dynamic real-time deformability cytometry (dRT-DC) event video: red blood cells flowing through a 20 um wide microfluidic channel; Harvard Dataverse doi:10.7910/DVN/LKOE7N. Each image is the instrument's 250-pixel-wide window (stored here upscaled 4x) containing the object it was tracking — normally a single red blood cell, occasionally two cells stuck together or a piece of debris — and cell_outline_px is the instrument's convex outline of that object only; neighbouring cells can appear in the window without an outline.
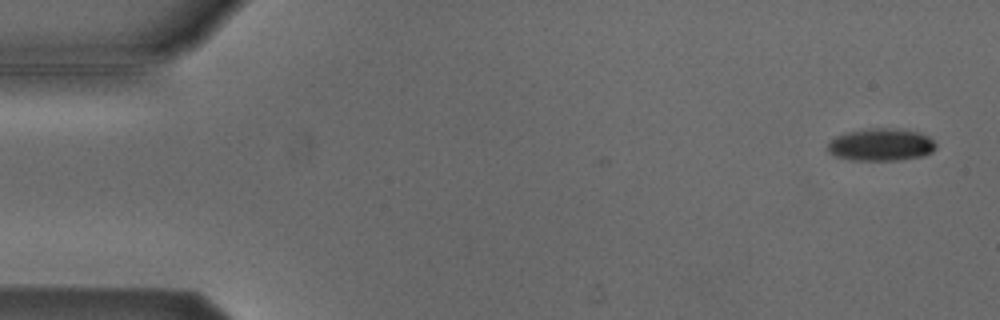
{"species": "Egyptian fruit bat (a non-hibernating species)", "species_latin": "Rousettus aegyptiacus", "temperature_condition": "cold", "stored_images_in_passage": 6, "camera_frame_rate_fps": 3000, "um_per_image_px": 0.085, "animal": {"sex": "male"}, "frame": {"image": 1, "passage_image": 1, "time_ms": 0.0, "image_size_px": [1000, 320], "cell_outline_px": [[936, 148], [932, 152], [920, 156], [896, 160], [852, 160], [836, 156], [828, 152], [828, 144], [836, 136], [844, 132], [872, 128], [896, 128], [920, 132], [928, 136], [936, 144]], "centroid_in_image_um": [74.88, 12.28], "position_along_channel_um": 10.1, "area_um2": 20.4}}
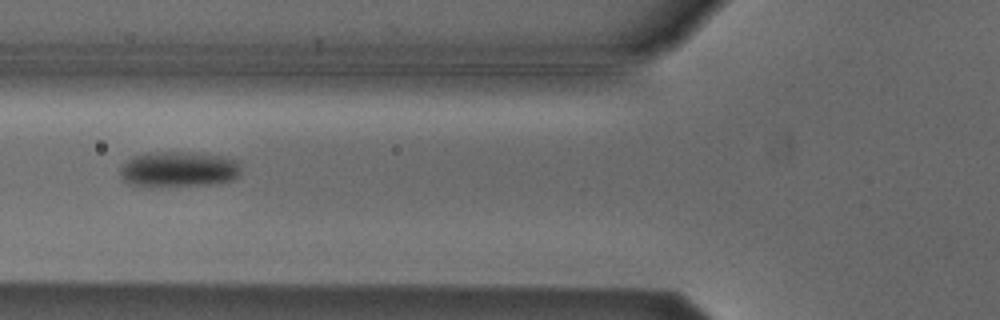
{"frame": {"image": 2, "passage_image": 6, "time_ms": 1.667, "image_size_px": [1000, 320], "cell_outline_px": [[240, 172], [232, 180], [208, 184], [128, 184], [120, 176], [120, 168], [132, 156], [144, 152], [192, 152], [220, 156], [240, 160]], "centroid_in_image_um": [15.2, 14.33], "position_along_channel_um": 110.6, "area_um2": 24.39}}